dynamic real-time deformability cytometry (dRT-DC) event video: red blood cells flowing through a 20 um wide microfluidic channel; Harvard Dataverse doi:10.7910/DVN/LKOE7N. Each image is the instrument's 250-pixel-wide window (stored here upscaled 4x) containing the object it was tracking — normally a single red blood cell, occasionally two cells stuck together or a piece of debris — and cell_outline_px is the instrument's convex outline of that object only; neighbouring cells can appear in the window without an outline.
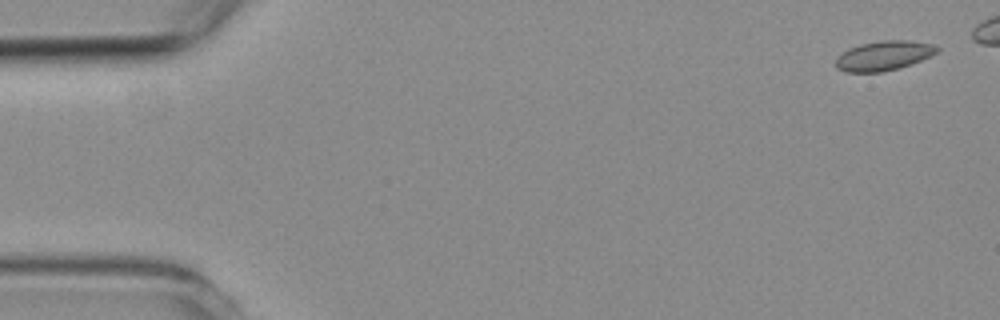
{"species": "common noctule bat (a hibernating species)", "species_latin": "Nyctalus noctula", "temperature_condition": "room temperature", "stored_images_in_passage": 6, "camera_frame_rate_fps": 3000, "um_per_image_px": 0.085, "animal": {"sex": "female", "body_mass_g": 19.3, "forearm_length_mm": 54.1}, "frame": {"image": 1, "passage_image": 1, "time_ms": 0.0, "image_size_px": [1000, 320], "cell_outline_px": [[940, 48], [936, 52], [920, 60], [900, 68], [884, 72], [848, 72], [836, 68], [836, 60], [848, 48], [860, 44], [884, 40], [908, 40], [932, 44]], "centroid_in_image_um": [75.11, 4.73], "position_along_channel_um": 9.9, "area_um2": 17.22}}
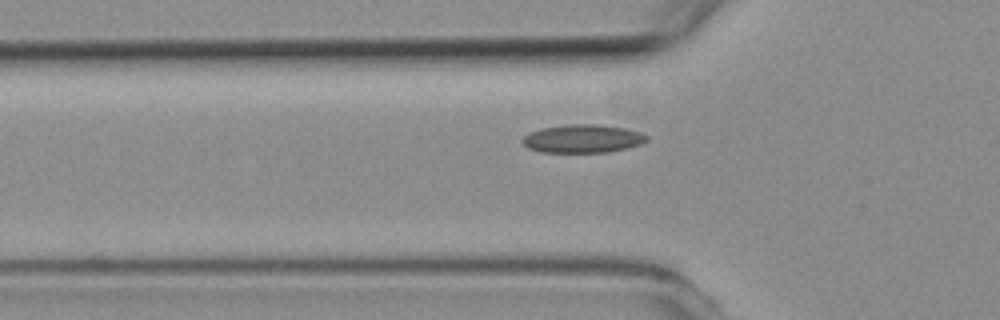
{"frame": {"image": 2, "passage_image": 6, "time_ms": 7.0, "image_size_px": [1000, 320], "cell_outline_px": [[648, 140], [640, 144], [628, 148], [608, 152], [540, 152], [528, 148], [520, 140], [528, 132], [540, 128], [568, 124], [600, 124], [624, 128], [640, 132], [648, 136]], "centroid_in_image_um": [49.51, 11.78], "position_along_channel_um": 76.3, "area_um2": 20.63}}